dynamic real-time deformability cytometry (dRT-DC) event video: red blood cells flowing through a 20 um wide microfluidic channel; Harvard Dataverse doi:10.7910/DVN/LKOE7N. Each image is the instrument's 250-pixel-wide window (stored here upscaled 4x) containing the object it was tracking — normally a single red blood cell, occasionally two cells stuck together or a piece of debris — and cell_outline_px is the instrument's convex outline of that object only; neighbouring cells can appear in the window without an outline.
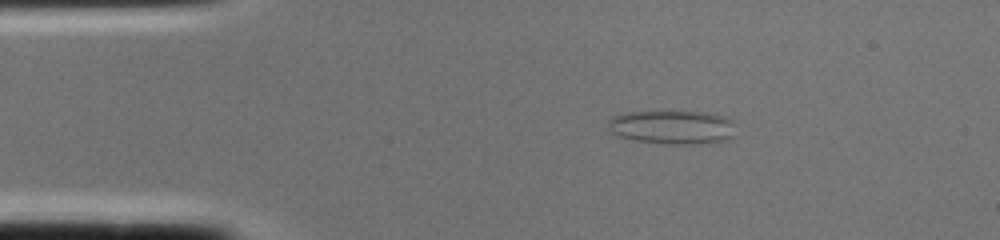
{"species": "common noctule bat (a hibernating species)", "species_latin": "Nyctalus noctula", "temperature_condition": "cold", "stored_images_in_passage": 2, "camera_frame_rate_fps": 3000, "um_per_image_px": 0.085, "animal": {"sex": "female", "body_mass_g": 22.0, "forearm_length_mm": 56.7}, "frame": {"image": 1, "passage_image": 1, "time_ms": 0.0, "image_size_px": [1000, 240], "cell_outline_px": [[732, 136], [728, 140], [696, 144], [668, 144], [632, 140], [620, 136], [612, 132], [608, 124], [608, 120], [612, 116], [620, 112], [704, 112], [724, 116], [732, 124]], "centroid_in_image_um": [57.09, 10.81], "position_along_channel_um": 27.9, "area_um2": 24.91}}